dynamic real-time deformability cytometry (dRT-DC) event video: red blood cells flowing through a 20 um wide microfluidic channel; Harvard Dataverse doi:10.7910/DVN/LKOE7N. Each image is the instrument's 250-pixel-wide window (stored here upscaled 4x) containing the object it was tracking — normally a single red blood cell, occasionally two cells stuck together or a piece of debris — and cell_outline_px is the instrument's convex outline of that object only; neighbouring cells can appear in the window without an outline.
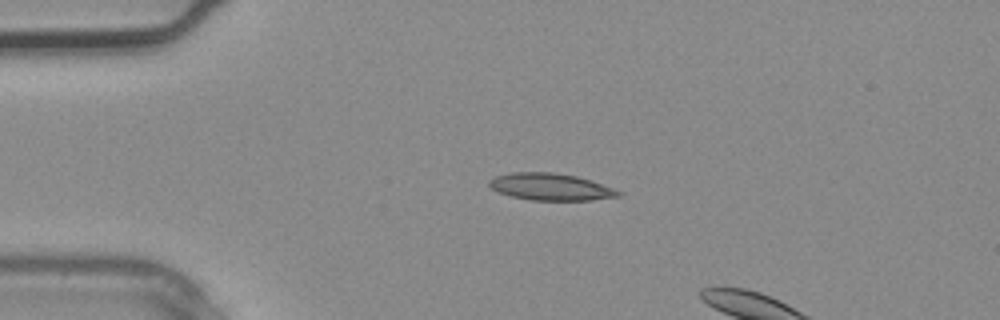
{"species": "common noctule bat (a hibernating species)", "species_latin": "Nyctalus noctula", "temperature_condition": "warm", "stored_images_in_passage": 3, "camera_frame_rate_fps": 3000, "um_per_image_px": 0.085, "animal": {"sex": "male", "body_mass_g": 20.4}, "frame": {"image": 1, "passage_image": 1, "time_ms": 0.0, "image_size_px": [1000, 320], "cell_outline_px": [[624, 192], [620, 196], [588, 200], [532, 200], [512, 196], [500, 192], [492, 188], [488, 184], [488, 180], [496, 176], [512, 172], [552, 172], [576, 176]], "centroid_in_image_um": [46.78, 15.88], "position_along_channel_um": 38.2, "area_um2": 20.0}}